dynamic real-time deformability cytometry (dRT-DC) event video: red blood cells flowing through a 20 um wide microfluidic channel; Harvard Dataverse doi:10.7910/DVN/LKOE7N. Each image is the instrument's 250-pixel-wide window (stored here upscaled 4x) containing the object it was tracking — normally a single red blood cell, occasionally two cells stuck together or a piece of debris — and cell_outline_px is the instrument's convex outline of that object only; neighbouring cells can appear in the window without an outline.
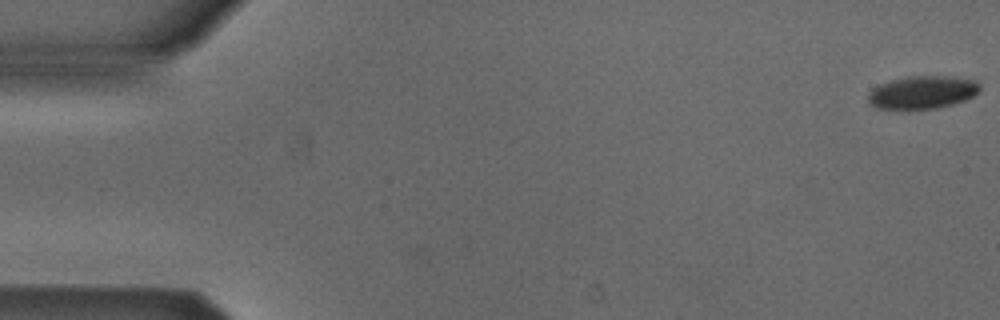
{"species": "Egyptian fruit bat (a non-hibernating species)", "species_latin": "Rousettus aegyptiacus", "temperature_condition": "cold", "stored_images_in_passage": 50, "camera_frame_rate_fps": 3000, "um_per_image_px": 0.085, "animal": {"sex": "male"}, "frame": {"image": 1, "passage_image": 1, "time_ms": 0.0, "image_size_px": [1000, 320], "cell_outline_px": [[980, 92], [964, 100], [952, 104], [936, 108], [908, 112], [876, 108], [868, 104], [868, 92], [872, 88], [880, 84], [892, 80], [908, 76], [948, 76], [976, 80], [980, 84]], "centroid_in_image_um": [78.35, 7.89], "position_along_channel_um": 6.7, "area_um2": 22.2}}
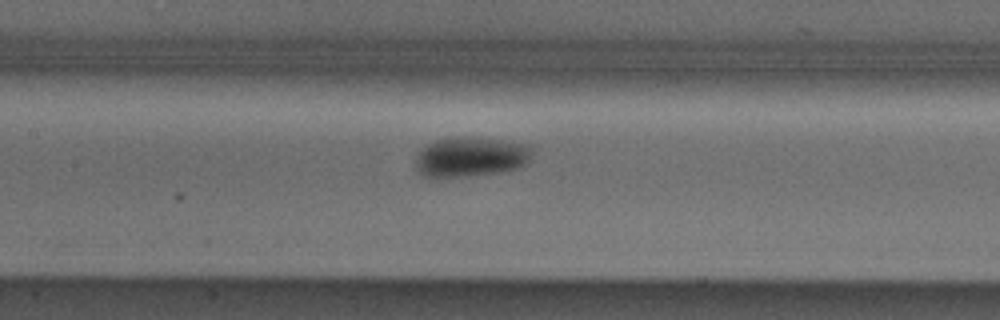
{"frame": {"image": 2, "passage_image": 25, "time_ms": 8.0, "image_size_px": [1000, 320], "cell_outline_px": [[532, 152], [528, 160], [520, 168], [496, 172], [468, 176], [424, 176], [416, 168], [416, 156], [428, 144], [436, 140], [456, 136], [472, 136], [528, 144]], "centroid_in_image_um": [40.02, 13.31], "position_along_channel_um": 167.4, "area_um2": 26.76}}
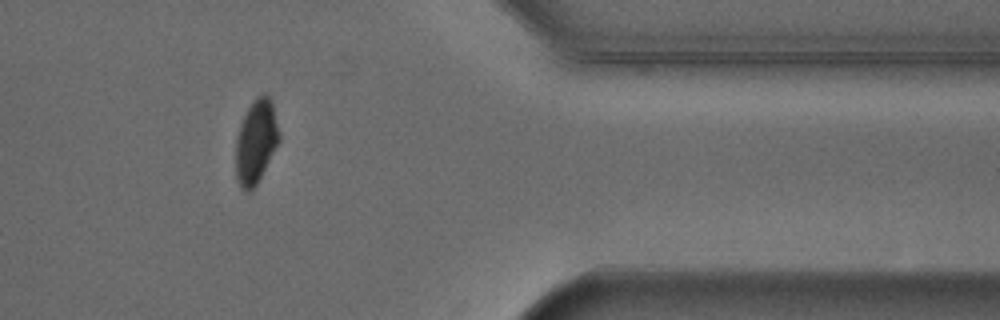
{"frame": {"image": 3, "passage_image": 44, "time_ms": 14.333, "image_size_px": [1000, 320], "cell_outline_px": [[280, 140], [256, 184], [248, 192], [244, 192], [240, 188], [236, 180], [236, 136], [240, 124], [248, 108], [256, 96], [264, 92], [268, 92], [272, 100], [280, 136]], "centroid_in_image_um": [21.75, 12.0], "position_along_channel_um": 389.6, "area_um2": 21.27}}